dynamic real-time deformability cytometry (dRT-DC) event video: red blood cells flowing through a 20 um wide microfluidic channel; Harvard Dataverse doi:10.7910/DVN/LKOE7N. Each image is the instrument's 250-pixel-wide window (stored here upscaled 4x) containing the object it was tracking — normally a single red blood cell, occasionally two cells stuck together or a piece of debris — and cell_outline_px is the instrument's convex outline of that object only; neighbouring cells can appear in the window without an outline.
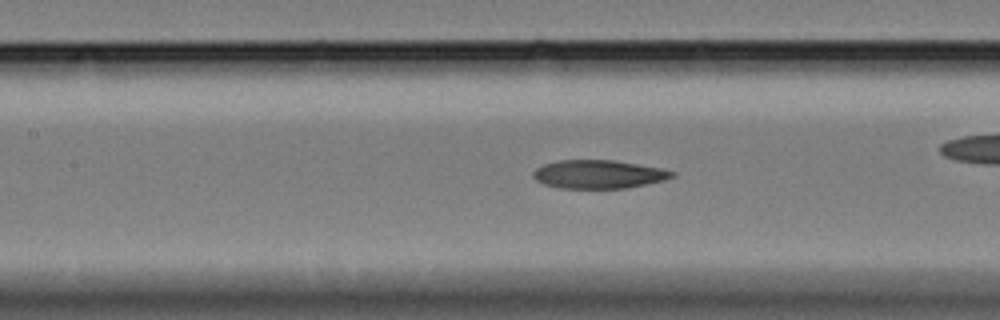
{"species": "Egyptian fruit bat (a non-hibernating species)", "species_latin": "Rousettus aegyptiacus", "temperature_condition": "cold", "stored_images_in_passage": 50, "camera_frame_rate_fps": 3000, "um_per_image_px": 0.085, "animal": {"sex": "female"}, "frame": {"image": 1, "passage_image": 22, "time_ms": 7.0, "image_size_px": [1000, 320], "cell_outline_px": [[676, 176], [664, 180], [624, 188], [560, 188], [544, 184], [536, 180], [532, 176], [532, 172], [536, 168], [544, 164], [560, 160], [616, 160], [664, 168], [676, 172]], "centroid_in_image_um": [50.9, 14.8], "position_along_channel_um": 156.5, "area_um2": 23.12}}
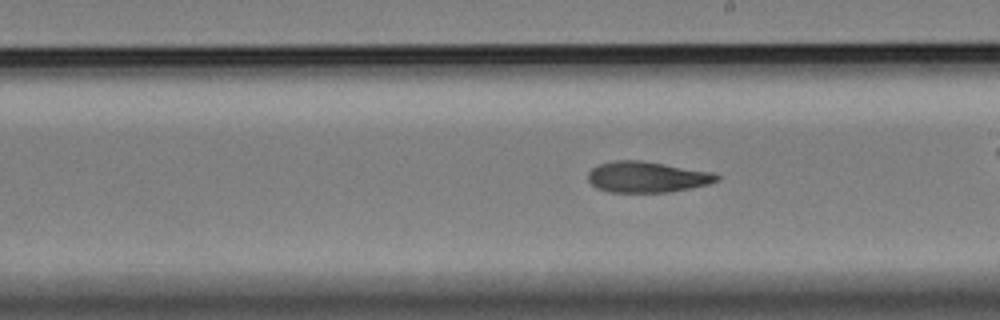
{"frame": {"image": 2, "passage_image": 29, "time_ms": 9.333, "image_size_px": [1000, 320], "cell_outline_px": [[720, 180], [708, 184], [672, 192], [608, 192], [596, 188], [588, 180], [588, 172], [596, 164], [616, 160], [640, 160], [712, 172], [720, 176]], "centroid_in_image_um": [54.97, 15.04], "position_along_channel_um": 234.0, "area_um2": 23.29}, "authors_computed_cell_mechanics": {"area_um2": 23.7847, "velocity_mm_per_s": 3.3385, "shape_relaxation_time_tau1_ms": null, "shape_relaxation_time_tau2_ms": 8.5675, "deformation_change_tau1": null, "deformation_change_tau2": 0.1741}}